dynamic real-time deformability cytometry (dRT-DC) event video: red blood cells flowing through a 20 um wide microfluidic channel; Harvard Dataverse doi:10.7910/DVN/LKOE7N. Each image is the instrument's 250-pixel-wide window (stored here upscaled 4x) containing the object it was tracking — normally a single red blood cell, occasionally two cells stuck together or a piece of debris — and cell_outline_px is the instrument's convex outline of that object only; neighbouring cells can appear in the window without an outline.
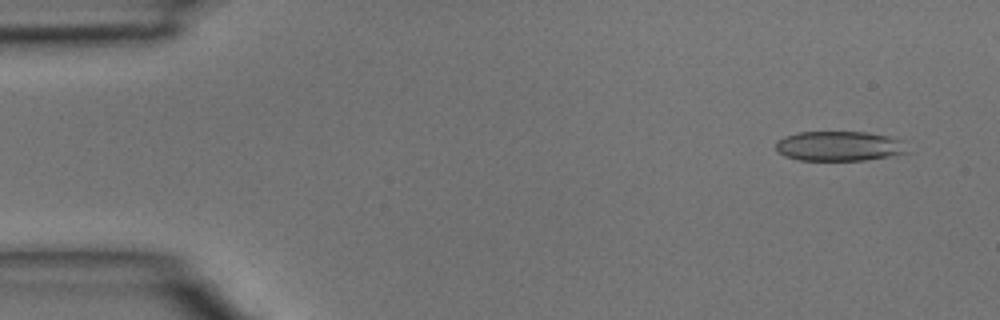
{"species": "common noctule bat (a hibernating species)", "species_latin": "Nyctalus noctula", "temperature_condition": "room temperature", "stored_images_in_passage": 3, "camera_frame_rate_fps": 3000, "um_per_image_px": 0.085, "animal": {"sex": "male", "body_mass_g": 15.6}, "frame": {"image": 1, "passage_image": 1, "time_ms": 0.0, "image_size_px": [1000, 320], "cell_outline_px": [[908, 152], [888, 156], [864, 160], [800, 160], [784, 156], [776, 152], [776, 140], [784, 136], [800, 132], [868, 132], [888, 136], [900, 140]], "centroid_in_image_um": [71.25, 12.41], "position_along_channel_um": 13.7, "area_um2": 22.72}}